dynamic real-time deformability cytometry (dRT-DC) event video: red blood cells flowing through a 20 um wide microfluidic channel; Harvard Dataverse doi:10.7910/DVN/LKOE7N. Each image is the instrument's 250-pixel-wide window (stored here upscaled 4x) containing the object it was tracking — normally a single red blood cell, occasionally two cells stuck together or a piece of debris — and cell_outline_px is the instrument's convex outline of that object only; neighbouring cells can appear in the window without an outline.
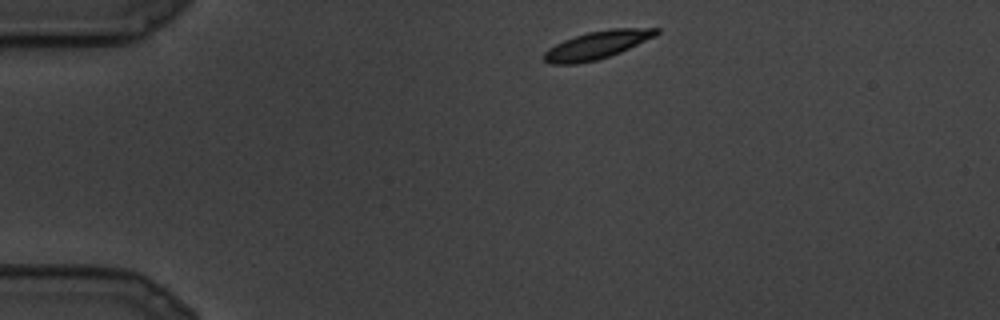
{"species": "common noctule bat (a hibernating species)", "species_latin": "Nyctalus noctula", "temperature_condition": "cold", "stored_images_in_passage": 22, "camera_frame_rate_fps": 3000, "um_per_image_px": 0.085, "animal": {"sex": "male", "body_mass_g": 19.5, "forearm_length_mm": 54.6}, "frame": {"image": 1, "passage_image": 1, "time_ms": 0.0, "image_size_px": [1000, 320], "cell_outline_px": [[660, 32], [656, 36], [620, 52], [596, 60], [576, 64], [548, 64], [544, 60], [544, 52], [548, 48], [564, 40], [588, 32], [612, 28], [660, 28]], "centroid_in_image_um": [50.75, 3.82], "position_along_channel_um": 34.2, "area_um2": 18.15}}
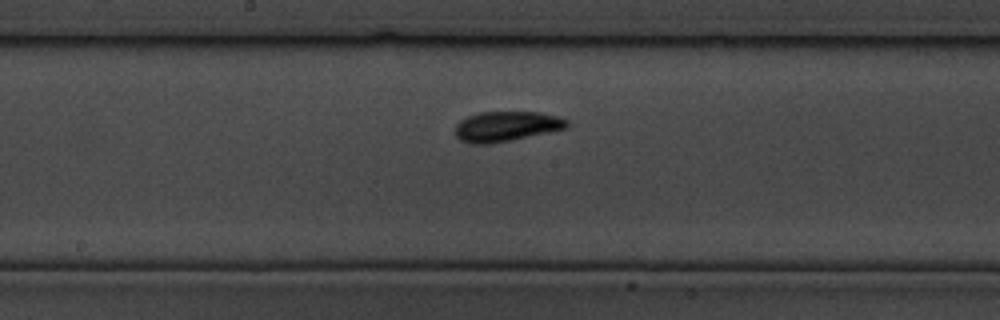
{"frame": {"image": 2, "passage_image": 10, "time_ms": 3.0, "image_size_px": [1000, 320], "cell_outline_px": [[568, 128], [512, 140], [488, 144], [472, 144], [460, 140], [456, 136], [456, 124], [460, 120], [468, 116], [480, 112], [540, 112], [556, 116], [568, 120]], "centroid_in_image_um": [43.04, 10.74], "position_along_channel_um": 205.2, "area_um2": 19.59}}
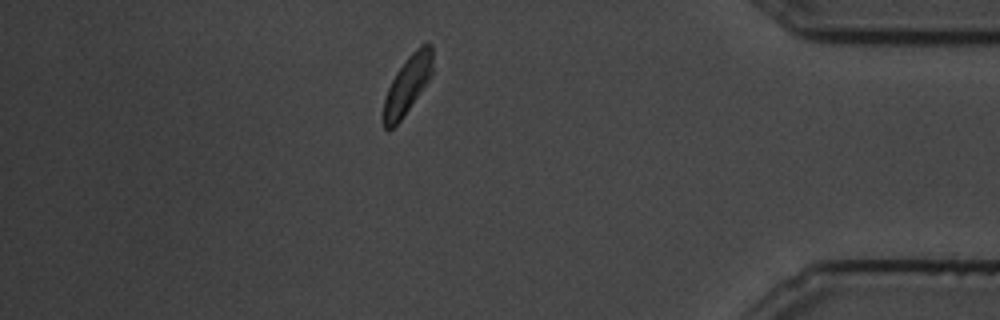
{"frame": {"image": 3, "passage_image": 19, "time_ms": 6.0, "image_size_px": [1000, 320], "cell_outline_px": [[432, 72], [428, 80], [404, 116], [388, 132], [384, 128], [384, 100], [388, 88], [396, 72], [408, 56], [420, 44], [428, 40], [432, 44]], "centroid_in_image_um": [34.65, 7.16], "position_along_channel_um": 400.6, "area_um2": 16.42}}